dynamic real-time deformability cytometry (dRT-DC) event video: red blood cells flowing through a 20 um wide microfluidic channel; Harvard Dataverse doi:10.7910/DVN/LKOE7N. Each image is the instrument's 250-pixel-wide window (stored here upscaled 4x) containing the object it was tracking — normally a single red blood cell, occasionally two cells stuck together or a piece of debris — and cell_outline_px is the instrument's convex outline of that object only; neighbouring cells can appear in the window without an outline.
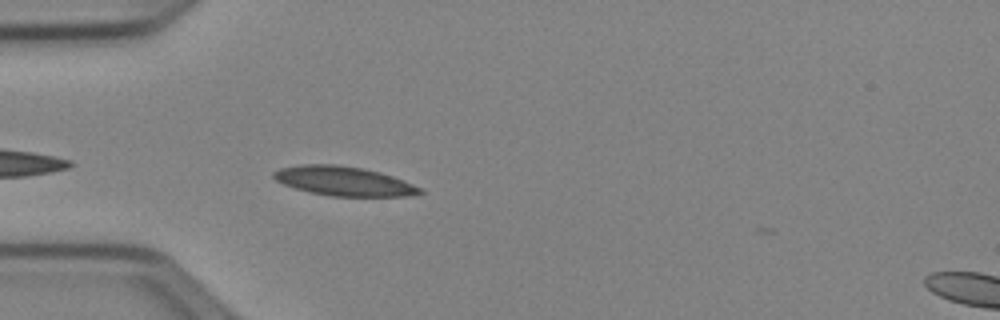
{"species": "Egyptian fruit bat (a non-hibernating species)", "species_latin": "Rousettus aegyptiacus", "temperature_condition": "cold", "stored_images_in_passage": 13, "camera_frame_rate_fps": 3000, "um_per_image_px": 0.085, "animal": {"sex": "female"}, "frame": {"image": 1, "passage_image": 5, "time_ms": 1.333, "image_size_px": [1000, 320], "cell_outline_px": [[424, 192], [404, 196], [332, 196], [308, 192], [284, 184], [276, 180], [272, 176], [272, 172], [280, 168], [300, 164], [336, 164], [360, 168], [380, 172], [392, 176], [412, 184], [420, 188]], "centroid_in_image_um": [29.16, 15.39], "position_along_channel_um": 55.8, "area_um2": 24.74}}
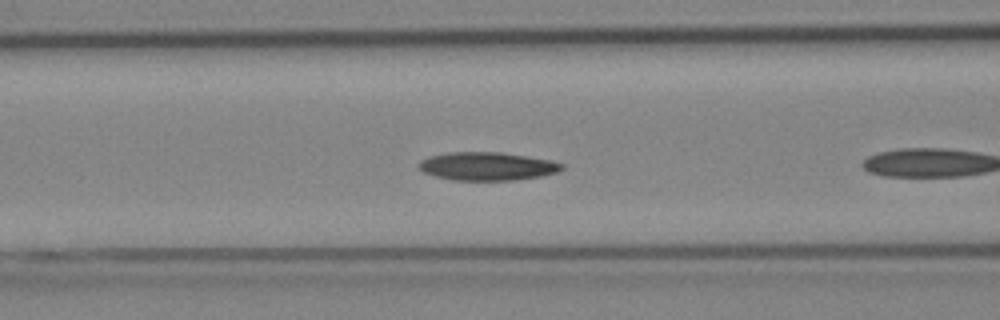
{"frame": {"image": 2, "passage_image": 8, "time_ms": 2.333, "image_size_px": [1000, 320], "cell_outline_px": [[564, 168], [556, 172], [540, 176], [516, 180], [452, 180], [436, 176], [424, 172], [420, 168], [420, 160], [432, 156], [448, 152], [500, 152], [528, 156], [552, 160], [564, 164]], "centroid_in_image_um": [41.45, 14.13], "position_along_channel_um": 125.1, "area_um2": 23.41}}
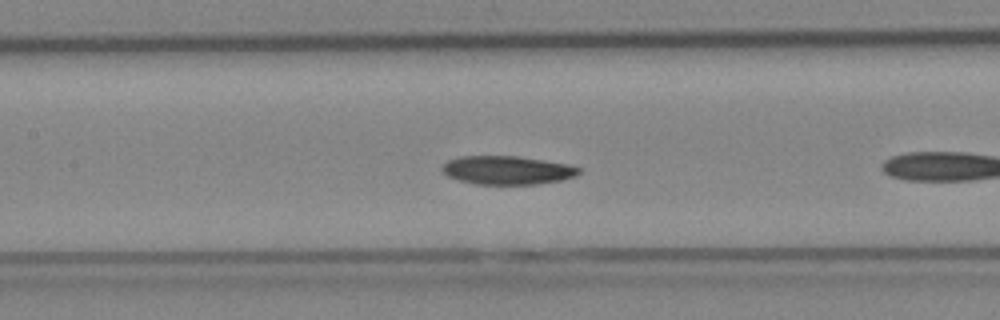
{"frame": {"image": 3, "passage_image": 11, "time_ms": 3.333, "image_size_px": [1000, 320], "cell_outline_px": [[580, 172], [576, 176], [560, 180], [536, 184], [476, 184], [460, 180], [448, 176], [440, 168], [448, 160], [460, 156], [516, 156], [568, 164], [580, 168]], "centroid_in_image_um": [43.1, 14.46], "position_along_channel_um": 164.3, "area_um2": 22.54}}